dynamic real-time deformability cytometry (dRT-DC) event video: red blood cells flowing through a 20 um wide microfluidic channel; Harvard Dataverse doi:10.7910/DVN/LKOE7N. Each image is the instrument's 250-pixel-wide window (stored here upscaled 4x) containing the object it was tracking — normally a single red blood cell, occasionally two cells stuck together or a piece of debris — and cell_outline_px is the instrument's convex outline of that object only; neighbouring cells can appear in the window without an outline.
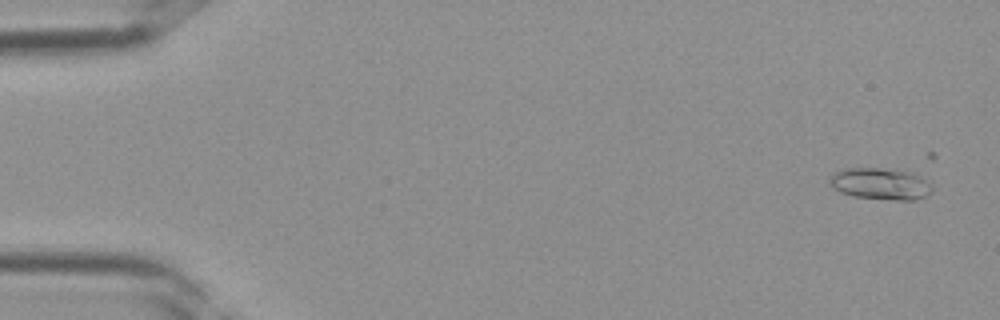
{"species": "Egyptian fruit bat (a non-hibernating species)", "species_latin": "Rousettus aegyptiacus", "temperature_condition": "room temperature", "stored_images_in_passage": 11, "camera_frame_rate_fps": 3000, "um_per_image_px": 0.085, "frame": {"image": 1, "passage_image": 2, "time_ms": 0.333, "image_size_px": [1000, 320], "cell_outline_px": [[932, 192], [916, 200], [896, 200], [856, 196], [840, 192], [832, 188], [828, 180], [836, 172], [848, 168], [880, 168], [912, 172], [920, 176], [932, 188]], "centroid_in_image_um": [74.83, 15.62], "position_along_channel_um": 10.2, "area_um2": 18.61}}